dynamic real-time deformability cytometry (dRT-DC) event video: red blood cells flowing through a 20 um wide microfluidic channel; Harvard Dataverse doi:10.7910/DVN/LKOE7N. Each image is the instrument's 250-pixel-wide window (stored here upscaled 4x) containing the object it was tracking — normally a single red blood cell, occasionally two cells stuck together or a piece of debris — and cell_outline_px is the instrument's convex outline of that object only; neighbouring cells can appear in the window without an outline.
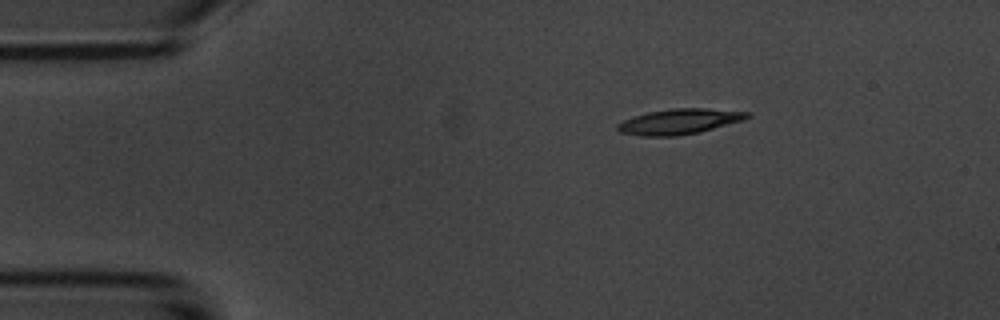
{"species": "common noctule bat (a hibernating species)", "species_latin": "Nyctalus noctula", "temperature_condition": "room temperature", "stored_images_in_passage": 4, "camera_frame_rate_fps": 3000, "um_per_image_px": 0.085, "animal": {"sex": "male", "body_mass_g": 20.1, "forearm_length_mm": 53.5}, "frame": {"image": 1, "passage_image": 4, "time_ms": 3.667, "image_size_px": [1000, 320], "cell_outline_px": [[752, 116], [744, 120], [700, 132], [676, 136], [644, 136], [620, 132], [616, 128], [616, 124], [632, 116], [648, 112], [672, 108], [704, 108], [752, 112]], "centroid_in_image_um": [57.77, 10.32], "position_along_channel_um": 27.2, "area_um2": 19.31}}